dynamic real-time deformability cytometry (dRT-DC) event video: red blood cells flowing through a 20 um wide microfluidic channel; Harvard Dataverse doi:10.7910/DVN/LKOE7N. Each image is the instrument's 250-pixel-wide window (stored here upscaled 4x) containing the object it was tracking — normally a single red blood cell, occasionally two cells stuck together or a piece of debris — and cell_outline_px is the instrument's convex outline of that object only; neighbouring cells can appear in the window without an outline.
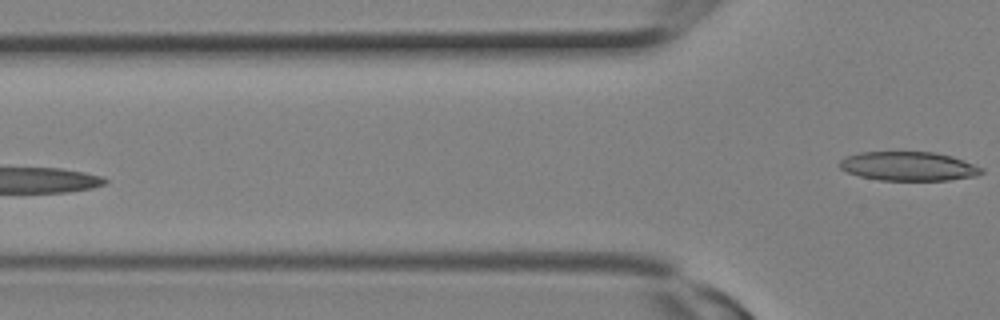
{"species": "Egyptian fruit bat (a non-hibernating species)", "species_latin": "Rousettus aegyptiacus", "temperature_condition": "room temperature", "stored_images_in_passage": 5, "segment_of_instrument_passage": [2, 2], "camera_frame_rate_fps": 3000, "um_per_image_px": 0.085, "animal": {"sex": "female"}, "frame": {"image": 1, "passage_image": 5, "time_ms": 1.333, "image_size_px": [1000, 320], "cell_outline_px": [[984, 172], [976, 176], [948, 180], [880, 180], [860, 176], [848, 172], [840, 168], [840, 160], [844, 156], [860, 152], [936, 152], [952, 156], [984, 168]], "centroid_in_image_um": [77.23, 14.12], "position_along_channel_um": 48.6, "area_um2": 24.04}}